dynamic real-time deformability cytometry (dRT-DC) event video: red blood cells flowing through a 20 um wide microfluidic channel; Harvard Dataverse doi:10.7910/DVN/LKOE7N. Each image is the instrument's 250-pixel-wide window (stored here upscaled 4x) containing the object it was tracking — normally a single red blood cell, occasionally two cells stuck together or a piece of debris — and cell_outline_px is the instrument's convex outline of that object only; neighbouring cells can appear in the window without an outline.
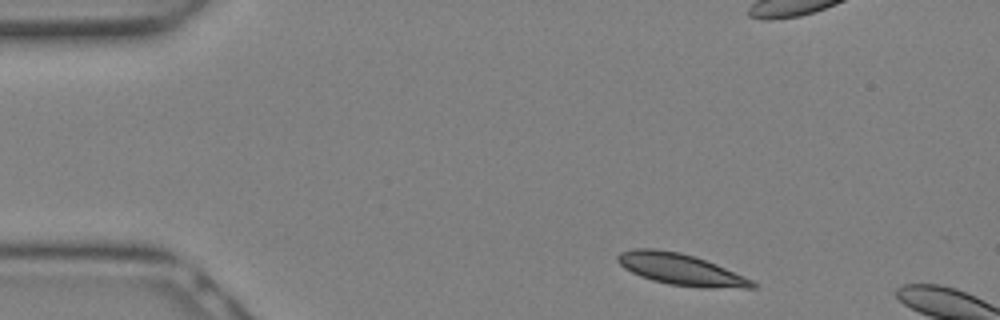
{"species": "Egyptian fruit bat (a non-hibernating species)", "species_latin": "Rousettus aegyptiacus", "temperature_condition": "warm", "stored_images_in_passage": 4, "camera_frame_rate_fps": 3000, "um_per_image_px": 0.085, "animal": {"sex": "female"}, "frame": {"image": 1, "passage_image": 1, "time_ms": 0.0, "image_size_px": [1000, 320], "cell_outline_px": [[756, 288], [704, 288], [668, 284], [652, 280], [640, 276], [624, 268], [616, 260], [616, 256], [620, 252], [636, 248], [652, 248], [680, 252], [696, 256], [716, 264], [744, 276], [752, 280], [756, 284]], "centroid_in_image_um": [57.85, 22.9], "position_along_channel_um": 27.1, "area_um2": 24.74}}